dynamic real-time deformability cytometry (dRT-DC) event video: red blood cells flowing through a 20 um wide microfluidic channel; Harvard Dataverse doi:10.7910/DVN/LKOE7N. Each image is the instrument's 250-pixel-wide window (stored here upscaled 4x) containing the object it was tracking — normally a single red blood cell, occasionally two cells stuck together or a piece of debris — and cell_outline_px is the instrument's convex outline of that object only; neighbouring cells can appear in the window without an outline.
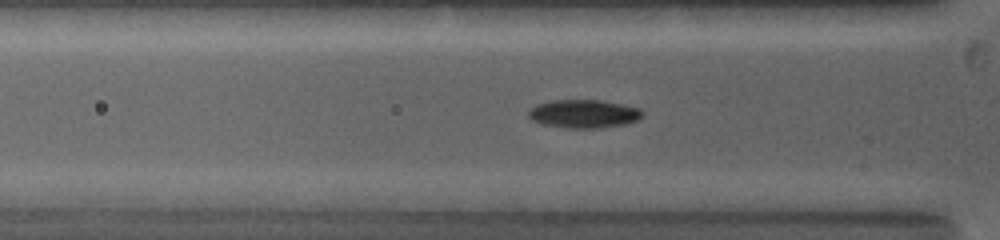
{"species": "common noctule bat (a hibernating species)", "species_latin": "Nyctalus noctula", "temperature_condition": "warm", "stored_images_in_passage": 45, "camera_frame_rate_fps": 5000, "um_per_image_px": 0.085, "animal": {"sex": "female", "body_mass_g": 19.0, "forearm_length_mm": 53.3}, "frame": {"image": 1, "passage_image": 8, "time_ms": 2.8, "image_size_px": [1000, 240], "cell_outline_px": [[644, 116], [640, 120], [624, 124], [600, 128], [568, 128], [544, 124], [532, 120], [528, 116], [528, 108], [536, 104], [552, 100], [600, 100], [640, 108], [644, 112]], "centroid_in_image_um": [49.63, 9.67], "position_along_channel_um": 76.2, "area_um2": 18.96}}
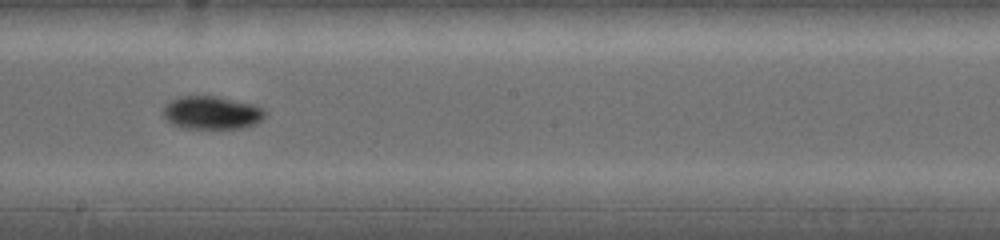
{"frame": {"image": 2, "passage_image": 19, "time_ms": 6.6, "image_size_px": [1000, 240], "cell_outline_px": [[268, 112], [256, 124], [240, 128], [180, 128], [172, 124], [164, 116], [164, 108], [172, 100], [180, 96], [216, 96], [256, 104], [264, 108]], "centroid_in_image_um": [18.05, 9.58], "position_along_channel_um": 230.1, "area_um2": 19.65}}
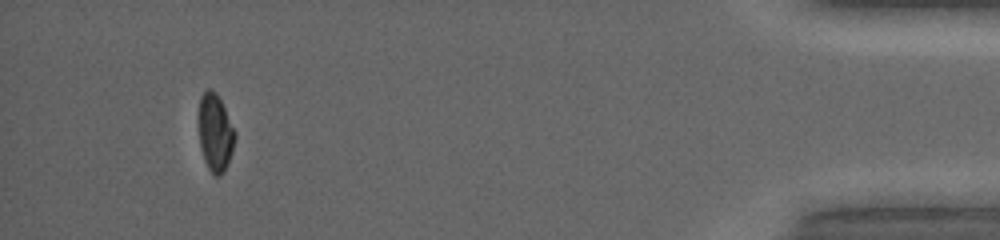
{"frame": {"image": 3, "passage_image": 39, "time_ms": 13.4, "image_size_px": [1000, 240], "cell_outline_px": [[236, 136], [232, 152], [228, 164], [224, 172], [220, 176], [216, 176], [208, 168], [204, 160], [200, 148], [200, 96], [208, 88], [212, 88], [216, 92], [236, 132]], "centroid_in_image_um": [18.32, 11.3], "position_along_channel_um": 416.9, "area_um2": 16.18}, "authors_computed_cell_mechanics": {"area_um2": 17.9758, "velocity_mm_per_s": 4.0551, "shape_relaxation_time_tau1_ms": 3.5353, "shape_relaxation_time_tau2_ms": null, "deformation_change_tau1": 0.1332, "deformation_change_tau2": null}}